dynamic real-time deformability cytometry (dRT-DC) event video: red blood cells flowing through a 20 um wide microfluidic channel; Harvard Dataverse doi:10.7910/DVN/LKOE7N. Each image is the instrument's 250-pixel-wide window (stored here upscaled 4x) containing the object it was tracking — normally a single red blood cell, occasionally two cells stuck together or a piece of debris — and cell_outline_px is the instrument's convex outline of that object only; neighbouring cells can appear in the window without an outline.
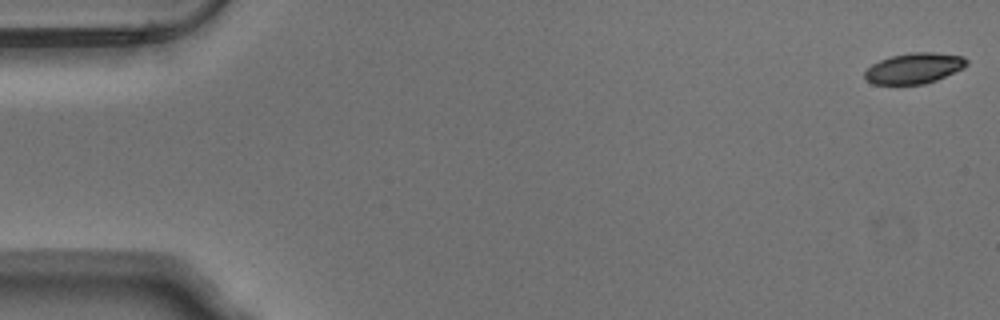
{"species": "Egyptian fruit bat (a non-hibernating species)", "species_latin": "Rousettus aegyptiacus", "temperature_condition": "warm", "stored_images_in_passage": 8, "camera_frame_rate_fps": 3000, "um_per_image_px": 0.085, "animal": {"sex": "male"}, "frame": {"image": 1, "passage_image": 1, "time_ms": 0.0, "image_size_px": [1000, 320], "cell_outline_px": [[968, 64], [964, 68], [936, 80], [924, 84], [872, 84], [864, 76], [864, 72], [872, 64], [880, 60], [892, 56], [912, 52], [932, 52], [964, 56], [968, 60]], "centroid_in_image_um": [77.72, 5.8], "position_along_channel_um": 7.3, "area_um2": 18.15}}